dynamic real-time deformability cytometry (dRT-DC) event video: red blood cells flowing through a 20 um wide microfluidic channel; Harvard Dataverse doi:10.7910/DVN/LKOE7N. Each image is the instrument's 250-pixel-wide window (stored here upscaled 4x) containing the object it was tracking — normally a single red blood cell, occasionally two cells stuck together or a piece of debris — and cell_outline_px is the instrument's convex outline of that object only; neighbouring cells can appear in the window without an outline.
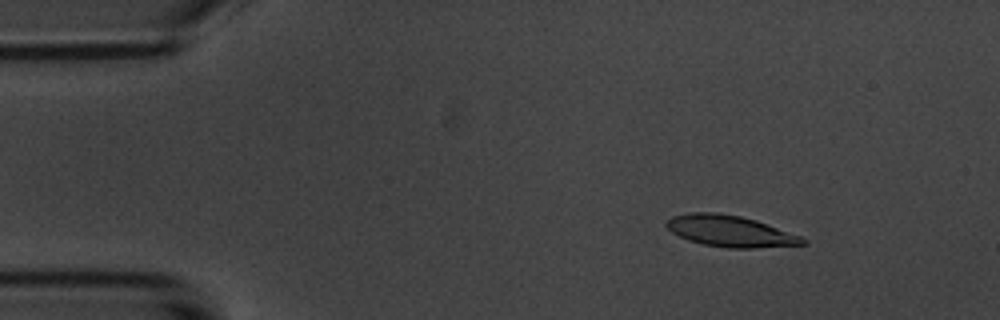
{"species": "common noctule bat (a hibernating species)", "species_latin": "Nyctalus noctula", "temperature_condition": "room temperature", "stored_images_in_passage": 11, "camera_frame_rate_fps": 3000, "um_per_image_px": 0.085, "animal": {"sex": "male", "body_mass_g": 20.1, "forearm_length_mm": 53.5}, "frame": {"image": 1, "passage_image": 1, "time_ms": 0.0, "image_size_px": [1000, 320], "cell_outline_px": [[808, 244], [752, 248], [728, 248], [704, 244], [688, 240], [672, 232], [664, 224], [672, 216], [688, 212], [716, 212], [740, 216], [756, 220], [800, 236], [808, 240]], "centroid_in_image_um": [62.06, 19.64], "position_along_channel_um": 22.9, "area_um2": 24.74}}
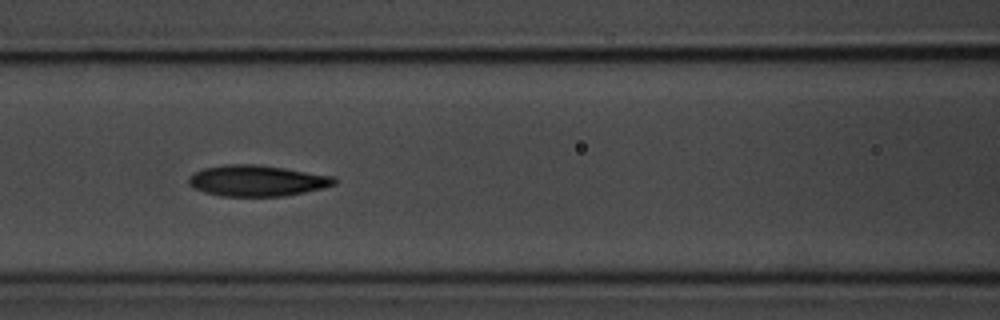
{"frame": {"image": 2, "passage_image": 5, "time_ms": 5.333, "image_size_px": [1000, 320], "cell_outline_px": [[336, 184], [324, 188], [284, 196], [220, 196], [204, 192], [192, 188], [188, 184], [188, 176], [192, 172], [204, 168], [224, 164], [256, 164], [284, 168], [336, 176]], "centroid_in_image_um": [21.82, 15.35], "position_along_channel_um": 144.8, "area_um2": 26.65}}
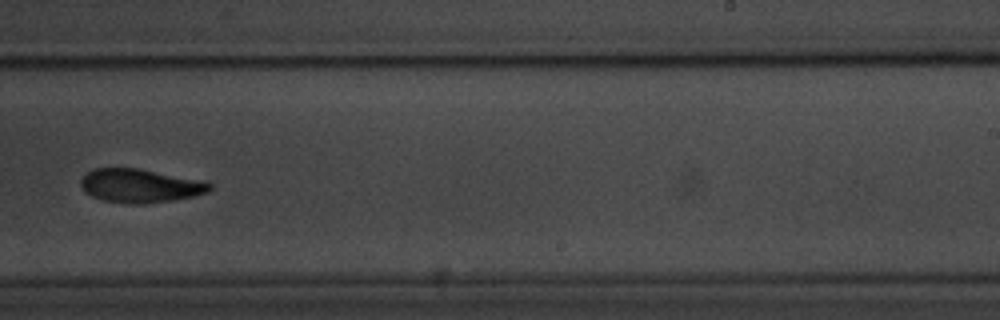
{"frame": {"image": 3, "passage_image": 8, "time_ms": 9.0, "image_size_px": [1000, 320], "cell_outline_px": [[212, 188], [208, 192], [192, 196], [172, 200], [144, 204], [132, 204], [100, 200], [84, 192], [80, 184], [80, 180], [88, 172], [96, 168], [136, 168], [204, 180], [212, 184]], "centroid_in_image_um": [11.91, 15.79], "position_along_channel_um": 277.1, "area_um2": 25.32}, "authors_computed_cell_mechanics": {"area_um2": 25.5476, "velocity_mm_per_s": 3.6315, "shape_relaxation_time_tau1_ms": 4.5793, "shape_relaxation_time_tau2_ms": null, "deformation_change_tau1": 0.1305, "deformation_change_tau2": null}}